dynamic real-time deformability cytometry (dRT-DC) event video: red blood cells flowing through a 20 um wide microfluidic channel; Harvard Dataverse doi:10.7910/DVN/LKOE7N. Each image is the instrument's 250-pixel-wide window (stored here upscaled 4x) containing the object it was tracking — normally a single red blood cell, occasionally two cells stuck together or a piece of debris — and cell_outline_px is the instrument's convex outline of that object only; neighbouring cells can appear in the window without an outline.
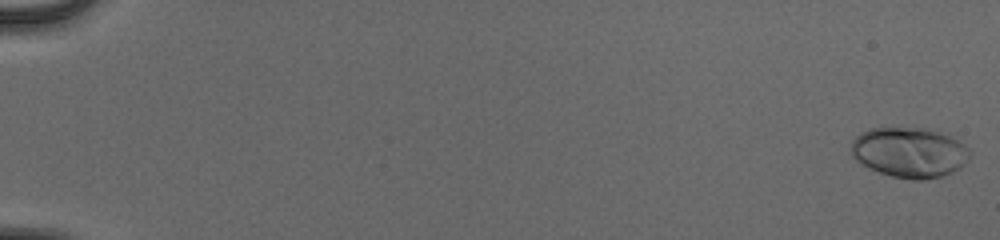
{"species": "human", "species_latin": "Homo sapiens", "temperature_condition": "cold", "stored_images_in_passage": 55, "camera_frame_rate_fps": 3000, "um_per_image_px": 0.085, "donor": {"sex": "male"}, "frame": {"image": 1, "passage_image": 1, "time_ms": 0.0, "image_size_px": [1000, 240], "cell_outline_px": [[972, 156], [960, 168], [952, 172], [940, 176], [924, 180], [912, 180], [892, 176], [880, 172], [860, 164], [852, 156], [852, 140], [860, 132], [868, 128], [924, 128], [948, 136], [964, 144], [972, 152]], "centroid_in_image_um": [77.3, 12.96], "position_along_channel_um": 7.7, "area_um2": 34.68}}
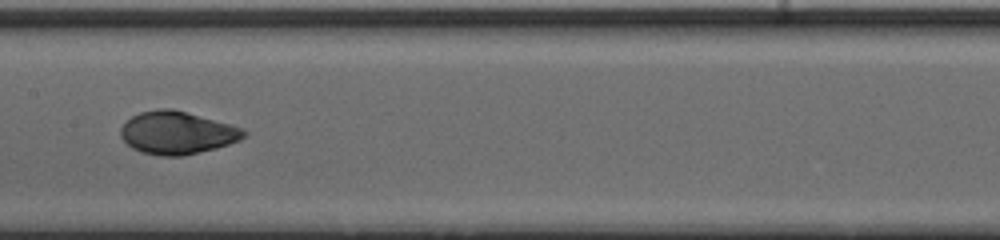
{"frame": {"image": 2, "passage_image": 31, "time_ms": 10.0, "image_size_px": [1000, 240], "cell_outline_px": [[248, 132], [240, 140], [216, 148], [184, 156], [160, 156], [144, 152], [132, 148], [120, 136], [120, 128], [132, 116], [140, 112], [156, 108], [172, 108], [232, 124], [244, 128]], "centroid_in_image_um": [15.08, 11.28], "position_along_channel_um": 192.3, "area_um2": 30.81}}
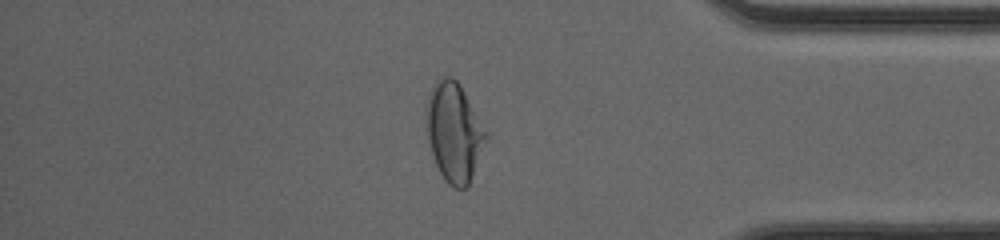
{"frame": {"image": 3, "passage_image": 48, "time_ms": 15.667, "image_size_px": [1000, 240], "cell_outline_px": [[488, 136], [472, 176], [468, 184], [464, 188], [456, 188], [448, 184], [444, 180], [436, 164], [428, 140], [424, 112], [428, 92], [432, 84], [440, 76], [452, 76], [456, 80], [488, 132]], "centroid_in_image_um": [38.56, 11.19], "position_along_channel_um": 396.6, "area_um2": 34.39}, "authors_computed_cell_mechanics": {"area_um2": 30.8074, "velocity_mm_per_s": 3.9358, "shape_relaxation_time_tau1_ms": 3.9536, "shape_relaxation_time_tau2_ms": 0.8215, "deformation_change_tau1": 0.192, "deformation_change_tau2": 0.0376}}